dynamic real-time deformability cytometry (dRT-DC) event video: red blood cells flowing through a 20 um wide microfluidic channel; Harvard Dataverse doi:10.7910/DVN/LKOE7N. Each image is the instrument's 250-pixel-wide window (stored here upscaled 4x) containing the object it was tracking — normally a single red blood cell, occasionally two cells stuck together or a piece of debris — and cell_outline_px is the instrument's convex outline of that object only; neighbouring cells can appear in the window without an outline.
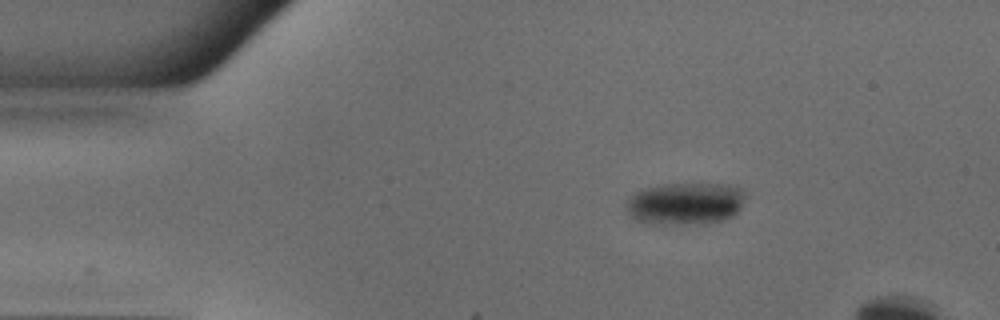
{"species": "common noctule bat (a hibernating species)", "species_latin": "Nyctalus noctula", "temperature_condition": "warm", "stored_images_in_passage": 39, "camera_frame_rate_fps": 3000, "um_per_image_px": 0.085, "animal": {"sex": "male", "body_mass_g": 18.8}, "frame": {"image": 1, "passage_image": 1, "time_ms": 0.0, "image_size_px": [1000, 320], "cell_outline_px": [[744, 196], [740, 208], [728, 220], [708, 224], [648, 224], [636, 220], [628, 212], [628, 200], [636, 192], [644, 188], [668, 184], [728, 184], [740, 188], [744, 192]], "centroid_in_image_um": [58.29, 17.32], "position_along_channel_um": 26.7, "area_um2": 29.36}}
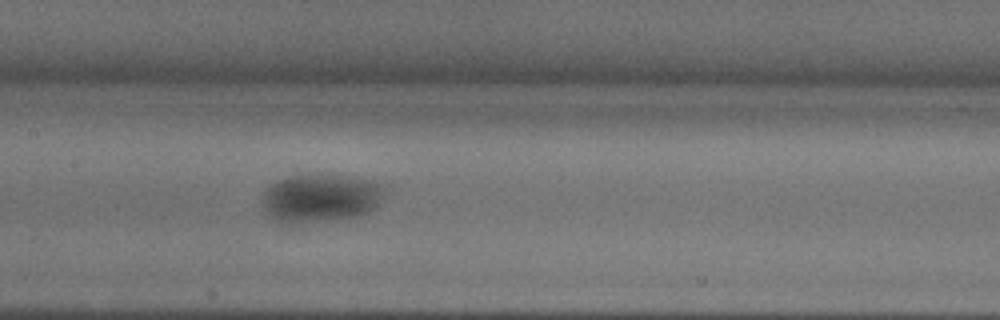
{"frame": {"image": 2, "passage_image": 17, "time_ms": 5.333, "image_size_px": [1000, 320], "cell_outline_px": [[384, 192], [376, 204], [368, 212], [352, 216], [280, 224], [268, 216], [264, 208], [264, 192], [268, 184], [292, 176], [340, 176], [368, 180], [380, 184], [384, 188]], "centroid_in_image_um": [27.17, 16.83], "position_along_channel_um": 180.2, "area_um2": 33.0}}
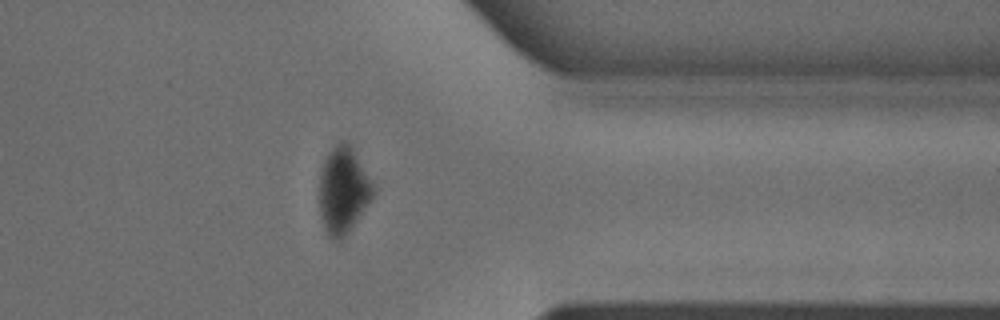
{"frame": {"image": 3, "passage_image": 33, "time_ms": 10.667, "image_size_px": [1000, 320], "cell_outline_px": [[372, 196], [356, 220], [344, 236], [336, 240], [328, 236], [324, 228], [320, 216], [320, 168], [328, 152], [340, 140], [344, 140], [352, 148], [372, 184]], "centroid_in_image_um": [29.11, 16.15], "position_along_channel_um": 382.3, "area_um2": 26.18}}